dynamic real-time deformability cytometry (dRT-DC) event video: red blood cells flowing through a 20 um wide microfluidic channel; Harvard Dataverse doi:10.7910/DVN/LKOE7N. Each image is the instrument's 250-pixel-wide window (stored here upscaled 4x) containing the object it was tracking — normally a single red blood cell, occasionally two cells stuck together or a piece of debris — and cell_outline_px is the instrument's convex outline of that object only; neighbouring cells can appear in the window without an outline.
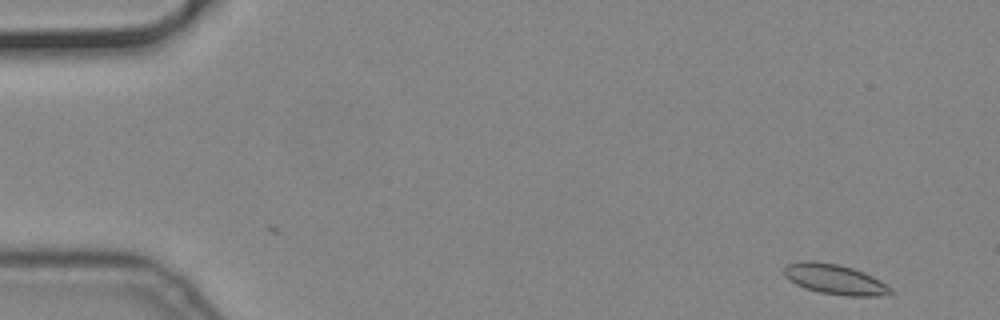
{"species": "common noctule bat (a hibernating species)", "species_latin": "Nyctalus noctula", "temperature_condition": "cold", "stored_images_in_passage": 33, "camera_frame_rate_fps": 3000, "um_per_image_px": 0.085, "animal": {"sex": "male", "body_mass_g": 19.2, "forearm_length_mm": 51.8}, "frame": {"image": 1, "passage_image": 2, "time_ms": 0.333, "image_size_px": [1000, 320], "cell_outline_px": [[896, 292], [880, 296], [848, 296], [820, 292], [804, 288], [788, 280], [784, 276], [784, 268], [788, 264], [804, 260], [808, 260], [836, 264], [852, 268], [864, 272], [880, 280], [892, 288]], "centroid_in_image_um": [70.97, 23.75], "position_along_channel_um": 14.0, "area_um2": 18.73}}
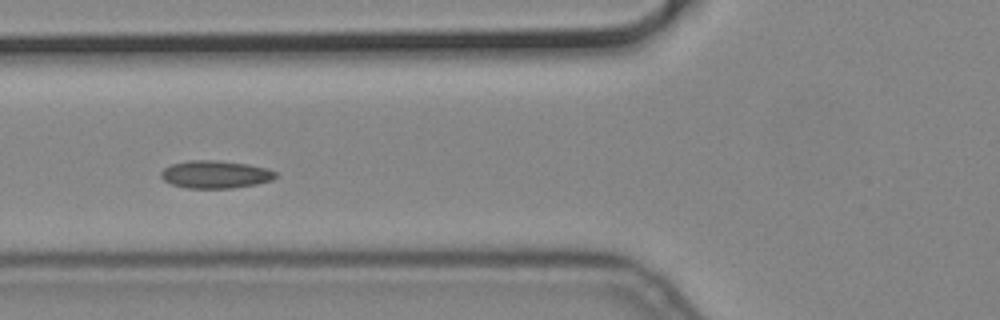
{"frame": {"image": 2, "passage_image": 20, "time_ms": 6.333, "image_size_px": [1000, 320], "cell_outline_px": [[276, 176], [272, 180], [256, 184], [232, 188], [188, 188], [172, 184], [164, 180], [160, 176], [160, 172], [164, 168], [172, 164], [188, 160], [216, 160], [248, 164], [264, 168], [276, 172]], "centroid_in_image_um": [18.28, 14.82], "position_along_channel_um": 107.5, "area_um2": 18.38}}
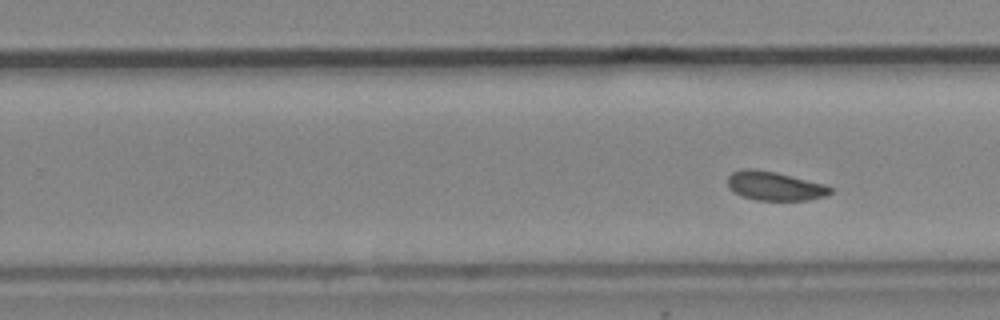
{"frame": {"image": 3, "passage_image": 33, "time_ms": 10.667, "image_size_px": [1000, 320], "cell_outline_px": [[832, 192], [828, 196], [808, 200], [756, 200], [740, 196], [728, 188], [728, 176], [732, 172], [744, 168], [752, 168], [776, 172], [824, 184], [832, 188]], "centroid_in_image_um": [65.83, 15.81], "position_along_channel_um": 264.0, "area_um2": 17.46}}